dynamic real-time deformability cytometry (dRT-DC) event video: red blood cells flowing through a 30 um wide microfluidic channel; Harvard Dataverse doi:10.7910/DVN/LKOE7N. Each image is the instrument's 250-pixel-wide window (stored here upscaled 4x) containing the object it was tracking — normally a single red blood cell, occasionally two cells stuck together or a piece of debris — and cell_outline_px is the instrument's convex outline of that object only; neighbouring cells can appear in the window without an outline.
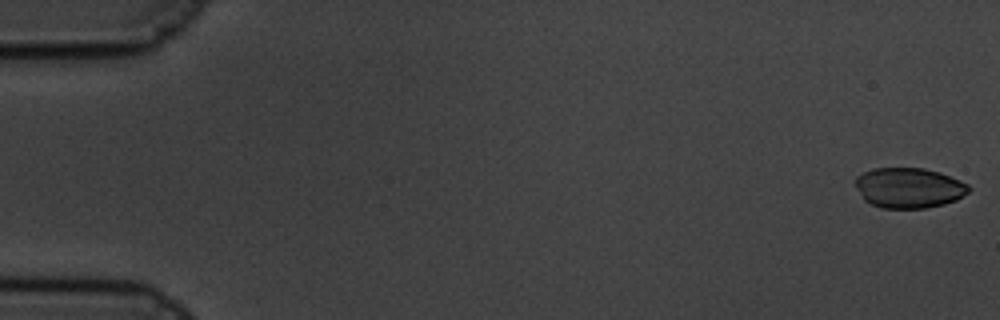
{"species": "common noctule bat (a hibernating species)", "species_latin": "Nyctalus noctula", "temperature_condition": "cold", "stored_images_in_passage": 60, "camera_frame_rate_fps": 3000, "um_per_image_px": 0.085, "animal": {"sex": "male", "body_mass_g": 19.5, "forearm_length_mm": 54.6}, "frame": {"image": 1, "passage_image": 1, "time_ms": 0.0, "image_size_px": [1000, 320], "cell_outline_px": [[972, 188], [968, 192], [956, 200], [944, 204], [924, 208], [880, 208], [864, 200], [856, 188], [856, 176], [872, 168], [924, 168], [940, 172], [960, 180], [968, 184]], "centroid_in_image_um": [77.26, 15.96], "position_along_channel_um": 7.7, "area_um2": 26.7}}
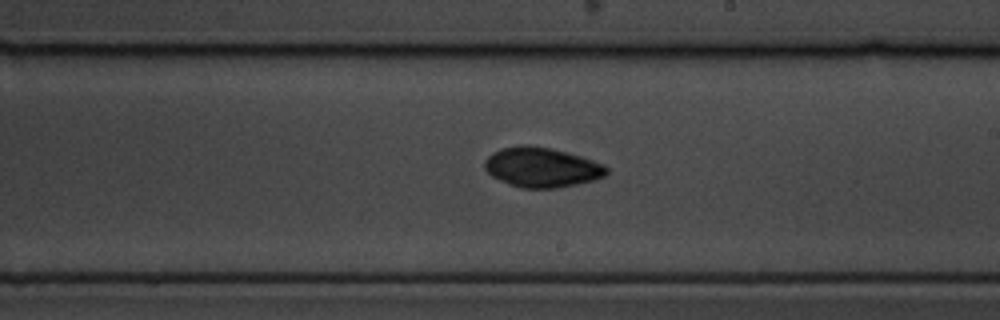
{"frame": {"image": 2, "passage_image": 35, "time_ms": 11.333, "image_size_px": [1000, 320], "cell_outline_px": [[608, 172], [604, 176], [596, 180], [556, 188], [520, 188], [508, 184], [492, 176], [484, 168], [484, 160], [492, 152], [504, 148], [520, 144], [528, 144], [552, 148], [580, 156], [604, 164], [608, 168]], "centroid_in_image_um": [46.04, 14.22], "position_along_channel_um": 243.0, "area_um2": 28.44}}
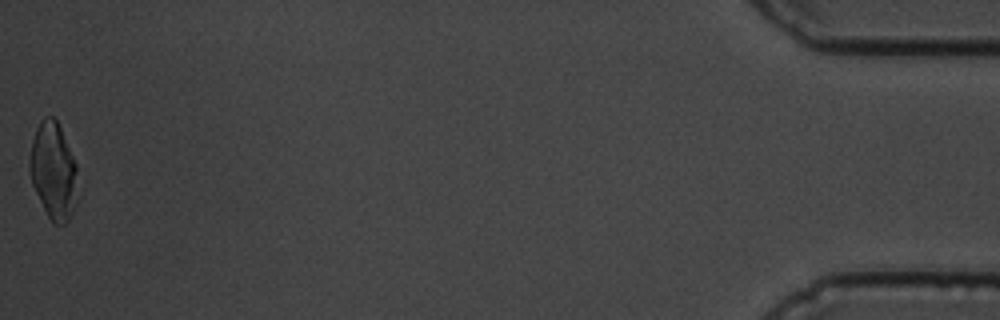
{"frame": {"image": 3, "passage_image": 60, "time_ms": 19.667, "image_size_px": [1000, 320], "cell_outline_px": [[80, 196], [68, 220], [64, 224], [52, 224], [32, 184], [28, 164], [28, 160], [32, 140], [36, 128], [40, 120], [44, 116], [52, 116], [56, 120], [60, 128], [76, 164]], "centroid_in_image_um": [4.55, 14.55], "position_along_channel_um": 430.6, "area_um2": 27.4}, "authors_computed_cell_mechanics": {"area_um2": 27.6573, "velocity_mm_per_s": 3.3609, "shape_relaxation_time_tau1_ms": 4.0477, "shape_relaxation_time_tau2_ms": null, "deformation_change_tau1": 0.0858, "deformation_change_tau2": null}}